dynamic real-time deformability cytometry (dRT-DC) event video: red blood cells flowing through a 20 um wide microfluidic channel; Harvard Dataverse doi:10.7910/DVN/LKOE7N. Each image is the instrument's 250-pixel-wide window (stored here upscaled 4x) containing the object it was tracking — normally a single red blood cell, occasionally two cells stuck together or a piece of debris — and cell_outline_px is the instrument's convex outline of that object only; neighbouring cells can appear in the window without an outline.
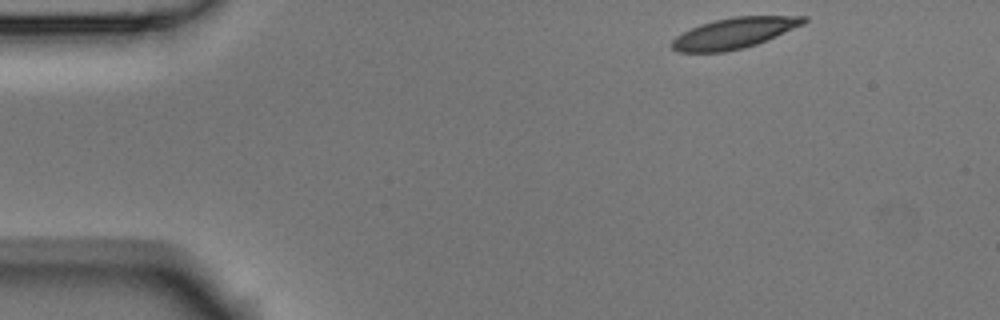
{"species": "Egyptian fruit bat (a non-hibernating species)", "species_latin": "Rousettus aegyptiacus", "temperature_condition": "room temperature", "stored_images_in_passage": 3, "camera_frame_rate_fps": 3000, "um_per_image_px": 0.085, "animal": {"sex": "male"}, "frame": {"image": 1, "passage_image": 1, "time_ms": 0.0, "image_size_px": [1000, 320], "cell_outline_px": [[808, 20], [804, 24], [776, 36], [756, 44], [744, 48], [724, 52], [676, 52], [672, 48], [672, 40], [676, 36], [700, 24], [732, 16], [808, 16]], "centroid_in_image_um": [62.42, 2.81], "position_along_channel_um": 22.6, "area_um2": 23.47}}